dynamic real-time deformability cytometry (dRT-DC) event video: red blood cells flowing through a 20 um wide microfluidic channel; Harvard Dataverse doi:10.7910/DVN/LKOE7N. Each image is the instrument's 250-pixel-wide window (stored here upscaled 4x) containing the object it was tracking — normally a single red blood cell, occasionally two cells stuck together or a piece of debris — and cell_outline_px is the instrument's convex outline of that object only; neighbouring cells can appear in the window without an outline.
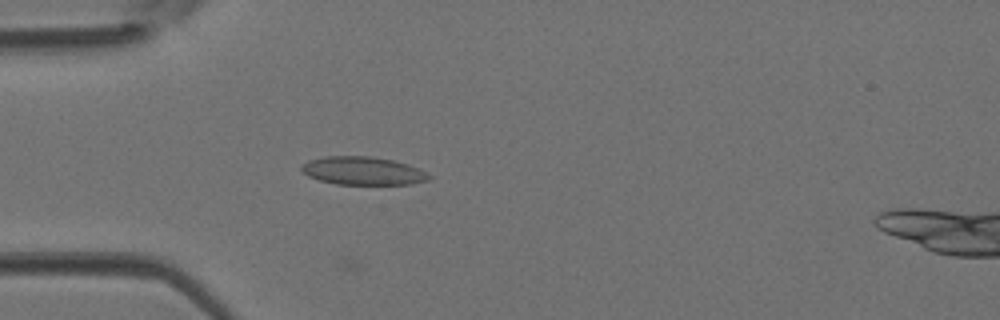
{"species": "Egyptian fruit bat (a non-hibernating species)", "species_latin": "Rousettus aegyptiacus", "temperature_condition": "room temperature", "stored_images_in_passage": 40, "camera_frame_rate_fps": 3000, "um_per_image_px": 0.085, "animal": {"sex": "female"}, "frame": {"image": 1, "passage_image": 9, "time_ms": 2.667, "image_size_px": [1000, 320], "cell_outline_px": [[432, 176], [428, 180], [412, 184], [336, 184], [320, 180], [308, 176], [300, 168], [300, 164], [308, 160], [324, 156], [368, 156], [392, 160], [408, 164]], "centroid_in_image_um": [30.8, 14.51], "position_along_channel_um": 54.2, "area_um2": 20.81}}
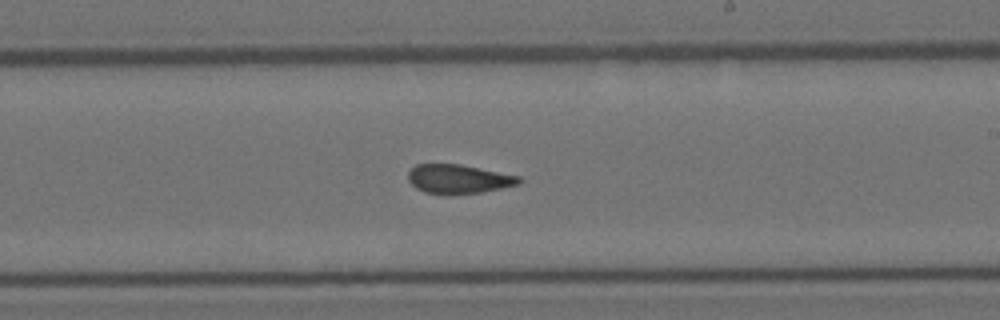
{"frame": {"image": 2, "passage_image": 22, "time_ms": 7.0, "image_size_px": [1000, 320], "cell_outline_px": [[524, 180], [520, 184], [480, 192], [444, 196], [424, 192], [416, 188], [408, 180], [408, 172], [416, 164], [460, 164], [520, 176]], "centroid_in_image_um": [38.96, 15.23], "position_along_channel_um": 250.0, "area_um2": 19.02}}
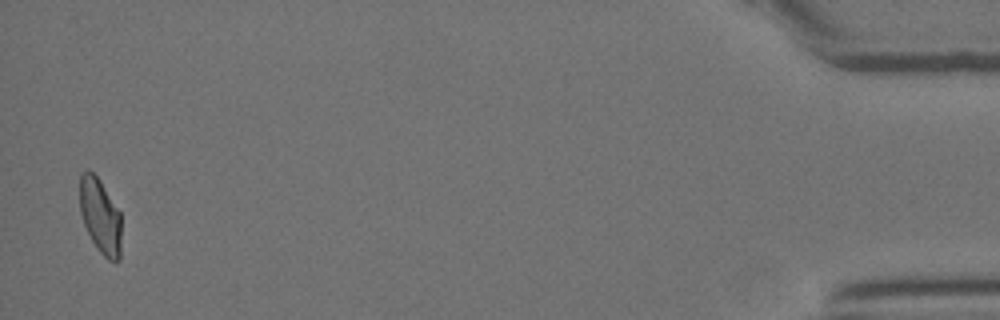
{"frame": {"image": 3, "passage_image": 39, "time_ms": 12.667, "image_size_px": [1000, 320], "cell_outline_px": [[120, 260], [116, 264], [108, 260], [96, 248], [84, 224], [80, 212], [80, 172], [88, 168], [100, 180], [120, 212]], "centroid_in_image_um": [8.52, 18.37], "position_along_channel_um": 426.7, "area_um2": 18.26}}